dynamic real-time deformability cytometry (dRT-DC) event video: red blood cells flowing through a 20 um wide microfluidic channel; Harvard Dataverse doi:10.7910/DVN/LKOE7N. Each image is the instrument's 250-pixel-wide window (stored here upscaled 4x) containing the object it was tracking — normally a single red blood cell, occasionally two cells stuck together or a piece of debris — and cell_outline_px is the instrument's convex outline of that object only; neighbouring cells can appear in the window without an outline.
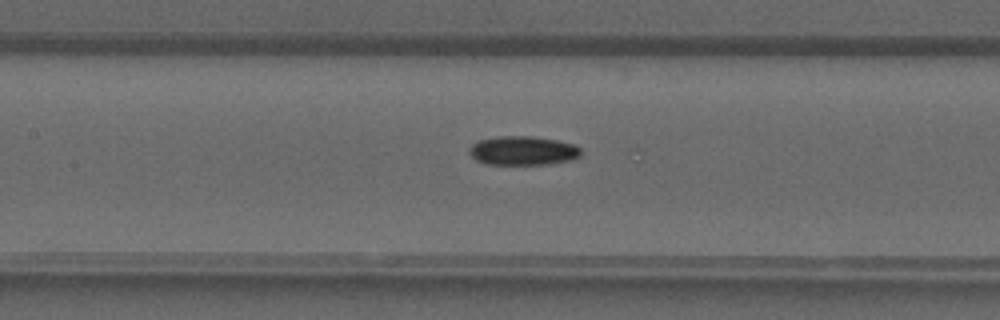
{"species": "common noctule bat (a hibernating species)", "species_latin": "Nyctalus noctula", "temperature_condition": "warm", "stored_images_in_passage": 29, "camera_frame_rate_fps": 3000, "um_per_image_px": 0.085, "animal": {"sex": "male", "forearm_length_mm": 52.5}, "frame": {"image": 1, "passage_image": 7, "time_ms": 2.0, "image_size_px": [1000, 320], "cell_outline_px": [[580, 156], [572, 160], [548, 164], [488, 164], [476, 160], [468, 152], [468, 148], [472, 144], [480, 140], [500, 136], [532, 136], [556, 140], [576, 144], [580, 148]], "centroid_in_image_um": [44.46, 12.8], "position_along_channel_um": 162.9, "area_um2": 18.9}}
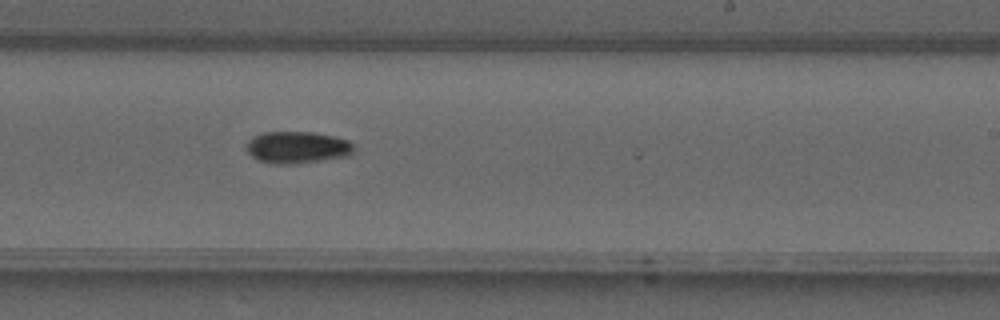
{"frame": {"image": 2, "passage_image": 13, "time_ms": 4.0, "image_size_px": [1000, 320], "cell_outline_px": [[356, 152], [348, 156], [296, 164], [272, 164], [260, 160], [252, 156], [248, 152], [248, 140], [252, 136], [264, 132], [312, 132], [332, 136], [348, 140], [352, 144]], "centroid_in_image_um": [25.29, 12.53], "position_along_channel_um": 263.7, "area_um2": 20.0}}
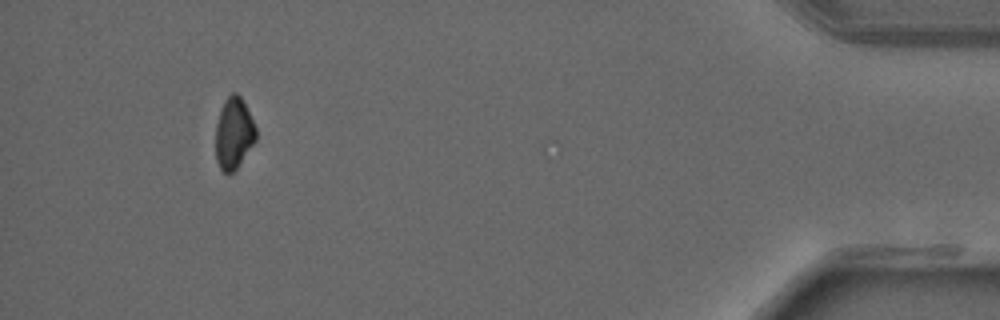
{"frame": {"image": 3, "passage_image": 26, "time_ms": 8.333, "image_size_px": [1000, 320], "cell_outline_px": [[256, 140], [236, 168], [232, 172], [224, 172], [220, 168], [216, 160], [216, 124], [224, 100], [232, 92], [236, 92], [240, 96], [256, 128]], "centroid_in_image_um": [19.86, 11.32], "position_along_channel_um": 415.3, "area_um2": 16.42}}